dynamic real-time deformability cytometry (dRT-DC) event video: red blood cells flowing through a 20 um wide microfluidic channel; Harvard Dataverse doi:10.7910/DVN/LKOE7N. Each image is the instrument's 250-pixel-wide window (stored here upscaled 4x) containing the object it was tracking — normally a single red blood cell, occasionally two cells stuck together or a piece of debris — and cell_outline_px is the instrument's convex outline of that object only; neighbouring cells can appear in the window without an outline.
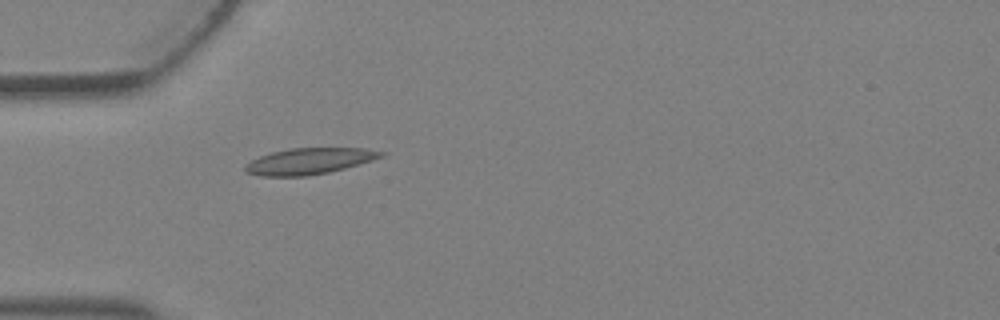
{"species": "Egyptian fruit bat (a non-hibernating species)", "species_latin": "Rousettus aegyptiacus", "temperature_condition": "warm", "stored_images_in_passage": 4, "camera_frame_rate_fps": 3000, "um_per_image_px": 0.085, "animal": {"sex": "female"}, "frame": {"image": 1, "passage_image": 4, "time_ms": 1.0, "image_size_px": [1000, 320], "cell_outline_px": [[388, 152], [384, 156], [372, 160], [344, 168], [328, 172], [308, 176], [260, 176], [244, 172], [244, 164], [260, 156], [272, 152], [292, 148], [364, 148]], "centroid_in_image_um": [26.27, 13.7], "position_along_channel_um": 58.7, "area_um2": 20.75}}